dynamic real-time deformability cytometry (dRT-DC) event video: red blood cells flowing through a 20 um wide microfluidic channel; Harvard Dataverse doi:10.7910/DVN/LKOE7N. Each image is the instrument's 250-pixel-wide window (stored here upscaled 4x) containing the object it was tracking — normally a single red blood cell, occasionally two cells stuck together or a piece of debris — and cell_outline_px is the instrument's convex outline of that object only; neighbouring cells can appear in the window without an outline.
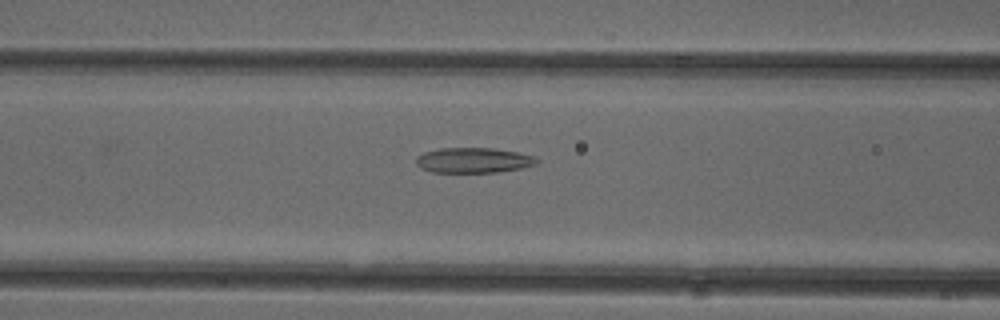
{"species": "common noctule bat (a hibernating species)", "species_latin": "Nyctalus noctula", "temperature_condition": "cold", "stored_images_in_passage": 21, "camera_frame_rate_fps": 3000, "um_per_image_px": 0.085, "animal": {"sex": "female"}, "frame": {"image": 1, "passage_image": 6, "time_ms": 1.667, "image_size_px": [1000, 320], "cell_outline_px": [[540, 160], [536, 164], [520, 168], [496, 172], [432, 172], [420, 168], [416, 164], [416, 156], [424, 152], [440, 148], [492, 148], [516, 152], [536, 156]], "centroid_in_image_um": [40.23, 13.62], "position_along_channel_um": 126.4, "area_um2": 17.74}}
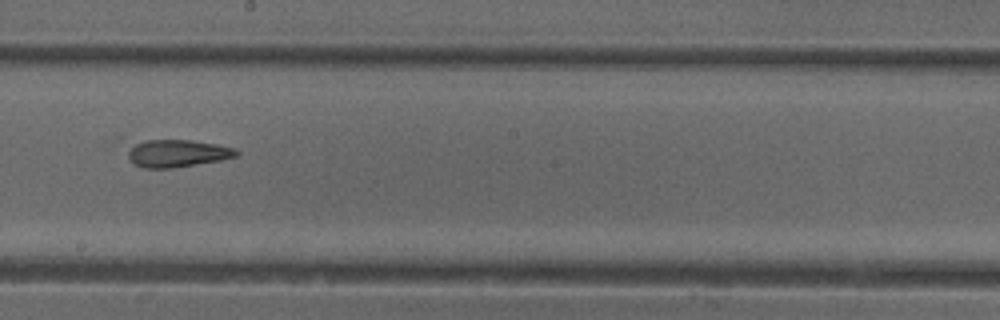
{"frame": {"image": 2, "passage_image": 14, "time_ms": 4.333, "image_size_px": [1000, 320], "cell_outline_px": [[240, 152], [236, 156], [220, 160], [172, 168], [144, 168], [136, 164], [128, 156], [128, 152], [136, 144], [144, 140], [192, 140], [216, 144], [236, 148]], "centroid_in_image_um": [15.13, 13.03], "position_along_channel_um": 233.1, "area_um2": 17.05}}
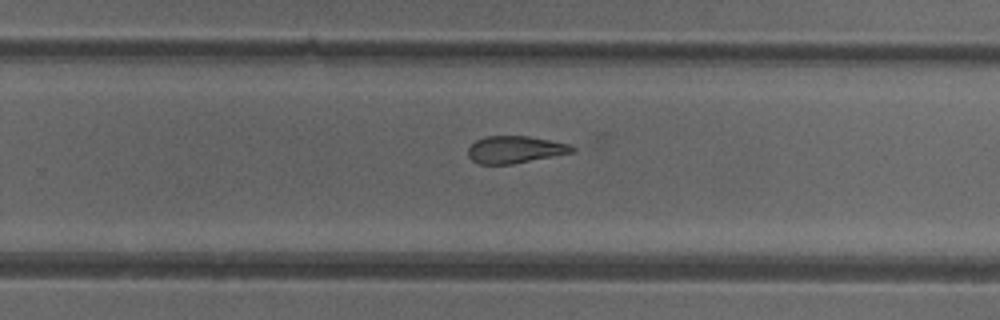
{"frame": {"image": 3, "passage_image": 18, "time_ms": 5.667, "image_size_px": [1000, 320], "cell_outline_px": [[580, 148], [576, 152], [512, 164], [480, 164], [472, 160], [468, 156], [468, 148], [476, 140], [484, 136], [528, 136], [572, 144]], "centroid_in_image_um": [43.86, 12.71], "position_along_channel_um": 285.9, "area_um2": 16.76}}